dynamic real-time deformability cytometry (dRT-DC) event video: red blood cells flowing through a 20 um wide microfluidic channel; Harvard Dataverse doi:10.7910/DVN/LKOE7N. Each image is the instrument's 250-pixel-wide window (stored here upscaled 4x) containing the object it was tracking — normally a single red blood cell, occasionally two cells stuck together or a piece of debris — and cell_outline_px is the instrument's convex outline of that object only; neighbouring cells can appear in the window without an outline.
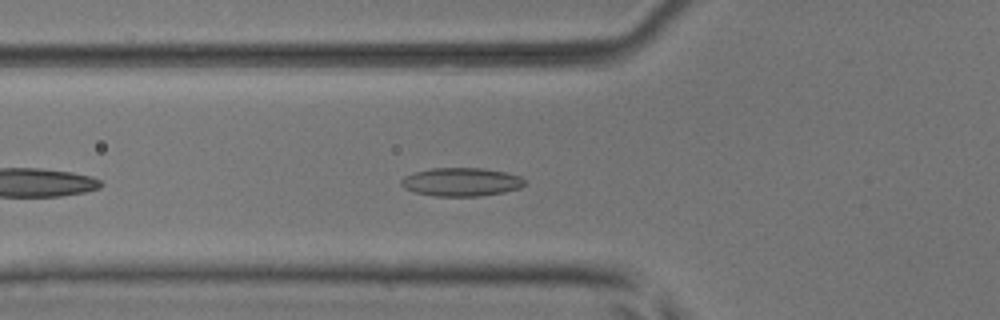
{"species": "common noctule bat (a hibernating species)", "species_latin": "Nyctalus noctula", "temperature_condition": "room temperature", "stored_images_in_passage": 38, "camera_frame_rate_fps": 3000, "um_per_image_px": 0.085, "animal": {"sex": "male", "body_mass_g": 17.9, "forearm_length_mm": 54.2}, "frame": {"image": 1, "passage_image": 6, "time_ms": 1.667, "image_size_px": [1000, 320], "cell_outline_px": [[524, 184], [520, 188], [504, 192], [480, 196], [436, 196], [416, 192], [404, 188], [400, 184], [400, 180], [404, 176], [412, 172], [432, 168], [484, 168], [504, 172], [520, 176], [524, 180]], "centroid_in_image_um": [39.18, 15.46], "position_along_channel_um": 86.6, "area_um2": 20.46}}
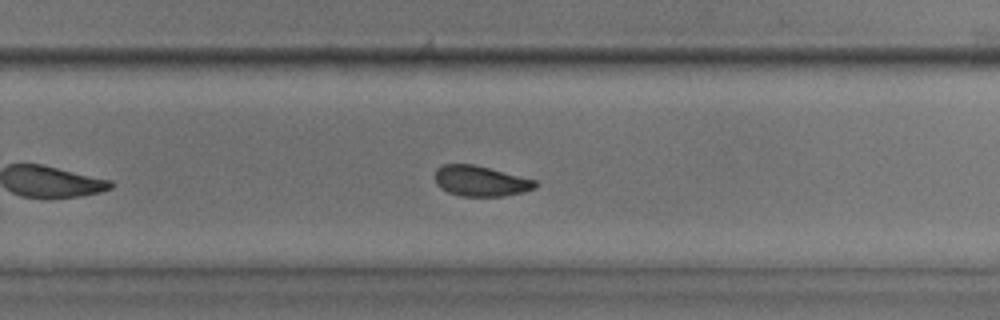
{"frame": {"image": 2, "passage_image": 21, "time_ms": 6.667, "image_size_px": [1000, 320], "cell_outline_px": [[540, 184], [536, 188], [524, 192], [504, 196], [460, 196], [448, 192], [440, 188], [436, 184], [436, 168], [444, 164], [472, 164], [536, 180]], "centroid_in_image_um": [40.87, 15.4], "position_along_channel_um": 288.9, "area_um2": 17.8}}
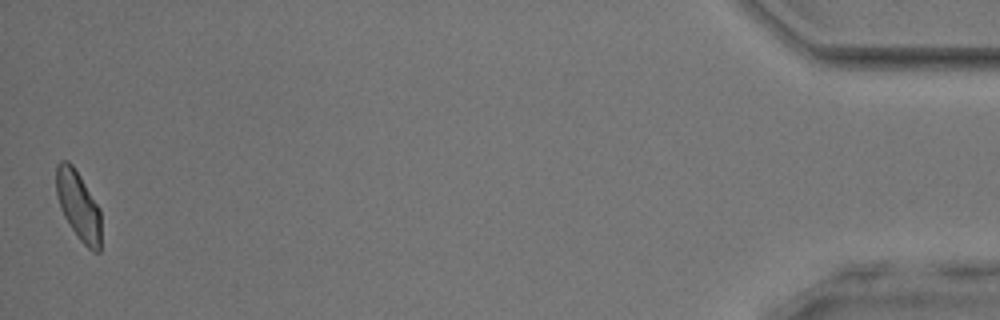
{"frame": {"image": 3, "passage_image": 38, "time_ms": 12.333, "image_size_px": [1000, 320], "cell_outline_px": [[100, 252], [92, 252], [80, 240], [64, 216], [60, 208], [56, 196], [56, 164], [60, 160], [68, 160], [72, 164], [80, 176], [100, 208]], "centroid_in_image_um": [6.65, 17.45], "position_along_channel_um": 428.6, "area_um2": 18.03}, "authors_computed_cell_mechanics": {"area_um2": 18.2359, "velocity_mm_per_s": 4.0577, "shape_relaxation_time_tau1_ms": 3.7617, "shape_relaxation_time_tau2_ms": 1.9865, "deformation_change_tau1": 0.087, "deformation_change_tau2": 0.0776}}